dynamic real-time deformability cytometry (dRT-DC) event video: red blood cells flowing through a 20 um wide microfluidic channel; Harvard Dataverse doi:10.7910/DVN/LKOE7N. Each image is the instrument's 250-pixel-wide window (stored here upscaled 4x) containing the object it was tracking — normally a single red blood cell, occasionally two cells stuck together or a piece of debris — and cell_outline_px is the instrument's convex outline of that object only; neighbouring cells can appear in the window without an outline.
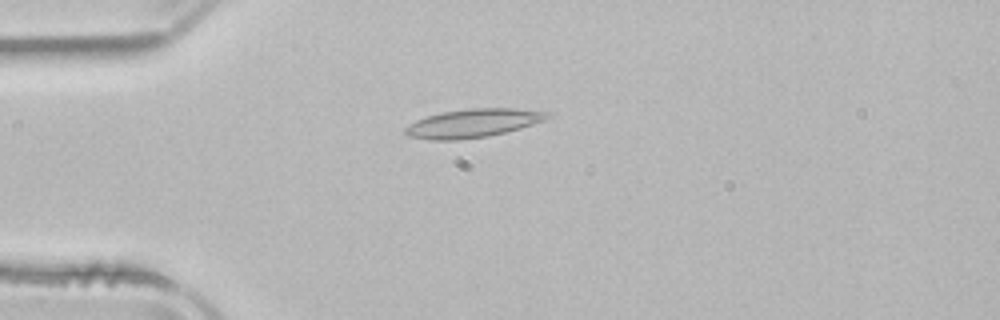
{"species": "common noctule bat (a hibernating species)", "species_latin": "Nyctalus noctula", "temperature_condition": "room temperature", "stored_images_in_passage": 2, "camera_frame_rate_fps": 3000, "um_per_image_px": 0.085, "animal": {"sex": "male", "body_mass_g": 21.5, "forearm_length_mm": 52.0}, "frame": {"image": 1, "passage_image": 1, "time_ms": 0.0, "image_size_px": [1000, 320], "cell_outline_px": [[556, 112], [552, 116], [544, 120], [520, 128], [488, 136], [456, 140], [428, 140], [408, 136], [404, 132], [404, 128], [408, 124], [416, 120], [428, 116], [444, 112], [472, 108], [516, 108]], "centroid_in_image_um": [40.24, 10.46], "position_along_channel_um": 44.8, "area_um2": 23.7}}
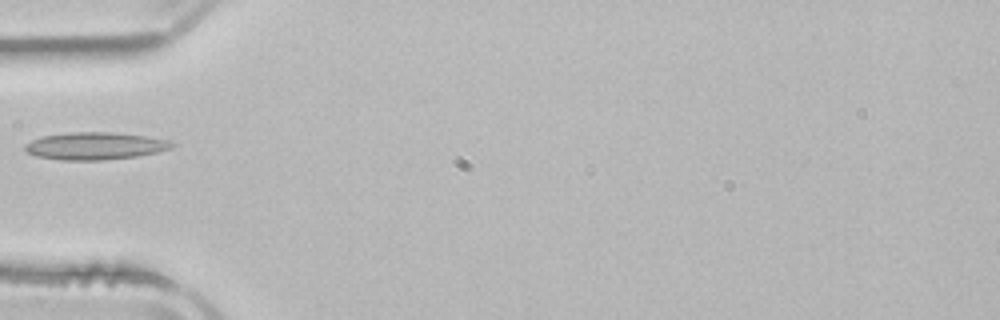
{"frame": {"image": 2, "passage_image": 2, "time_ms": 1.333, "image_size_px": [1000, 320], "cell_outline_px": [[176, 144], [172, 148], [156, 152], [136, 156], [104, 160], [60, 160], [36, 156], [28, 152], [24, 148], [24, 144], [32, 140], [44, 136], [72, 132], [112, 132], [148, 136], [168, 140]], "centroid_in_image_um": [8.1, 12.4], "position_along_channel_um": 76.9, "area_um2": 23.41}}